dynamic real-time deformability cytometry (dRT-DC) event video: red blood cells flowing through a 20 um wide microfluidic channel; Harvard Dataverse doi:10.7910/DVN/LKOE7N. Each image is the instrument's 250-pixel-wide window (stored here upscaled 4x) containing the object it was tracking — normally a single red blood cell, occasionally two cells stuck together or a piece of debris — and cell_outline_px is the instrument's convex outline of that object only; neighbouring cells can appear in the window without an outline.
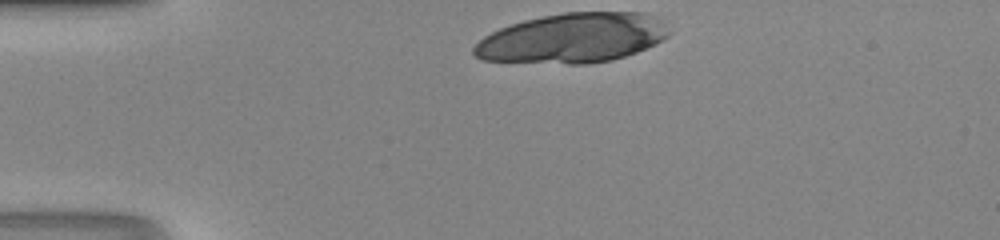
{"species": "human", "species_latin": "Homo sapiens", "temperature_condition": "room temperature", "stored_images_in_passage": 8, "camera_frame_rate_fps": 3000, "um_per_image_px": 0.085, "donor": {"sex": "male"}, "frame": {"image": 1, "passage_image": 1, "time_ms": 0.0, "image_size_px": [1000, 240], "cell_outline_px": [[672, 32], [668, 36], [656, 44], [636, 52], [612, 60], [588, 64], [568, 64], [480, 60], [472, 52], [472, 48], [484, 36], [500, 28], [524, 20], [564, 12], [644, 12], [668, 20]], "centroid_in_image_um": [48.76, 3.23], "position_along_channel_um": 36.2, "area_um2": 57.16}}